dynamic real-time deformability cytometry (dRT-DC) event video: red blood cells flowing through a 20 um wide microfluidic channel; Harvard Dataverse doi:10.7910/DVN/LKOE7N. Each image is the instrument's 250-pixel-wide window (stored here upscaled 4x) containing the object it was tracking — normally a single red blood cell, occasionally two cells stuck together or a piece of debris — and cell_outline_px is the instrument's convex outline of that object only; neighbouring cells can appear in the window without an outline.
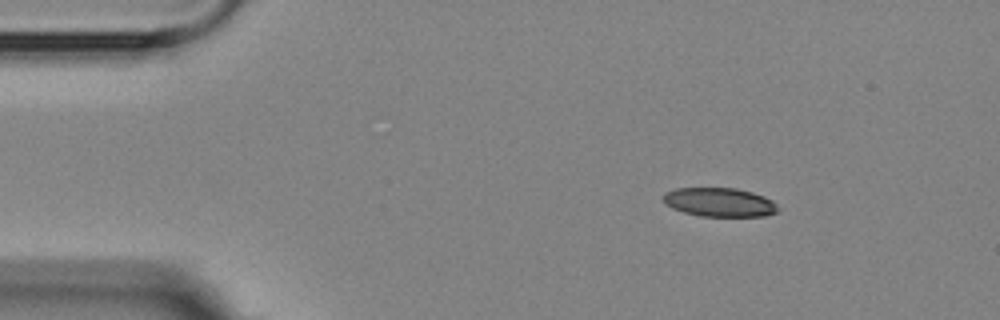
{"species": "Egyptian fruit bat (a non-hibernating species)", "species_latin": "Rousettus aegyptiacus", "temperature_condition": "room temperature", "stored_images_in_passage": 4, "camera_frame_rate_fps": 3000, "um_per_image_px": 0.085, "animal": {"sex": "female"}, "frame": {"image": 1, "passage_image": 2, "time_ms": 1.333, "image_size_px": [1000, 320], "cell_outline_px": [[780, 208], [776, 212], [764, 216], [700, 216], [684, 212], [672, 208], [664, 204], [660, 196], [664, 192], [676, 188], [736, 188], [752, 192], [764, 196], [772, 200]], "centroid_in_image_um": [61.11, 17.18], "position_along_channel_um": 23.9, "area_um2": 19.54}}